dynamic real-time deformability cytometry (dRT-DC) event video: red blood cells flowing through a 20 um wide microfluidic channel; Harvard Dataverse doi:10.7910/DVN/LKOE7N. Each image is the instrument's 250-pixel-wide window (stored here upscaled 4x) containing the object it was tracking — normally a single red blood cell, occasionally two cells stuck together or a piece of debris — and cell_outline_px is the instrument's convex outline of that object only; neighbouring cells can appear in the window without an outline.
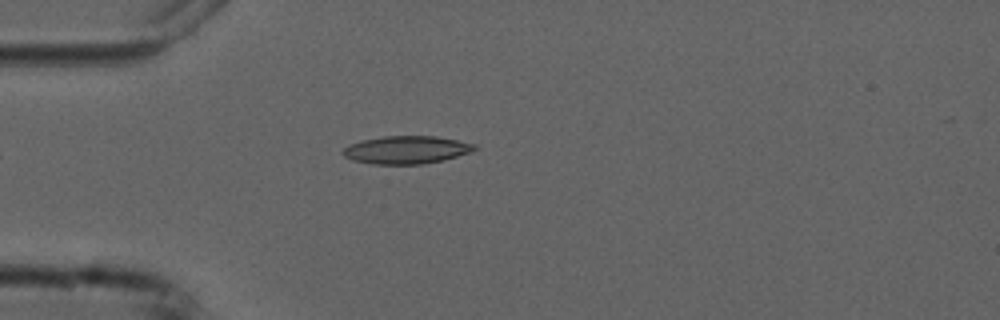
{"species": "common noctule bat (a hibernating species)", "species_latin": "Nyctalus noctula", "temperature_condition": "cold", "stored_images_in_passage": 5, "camera_frame_rate_fps": 3000, "um_per_image_px": 0.085, "animal": {"sex": "male", "forearm_length_mm": 52.5}, "frame": {"image": 1, "passage_image": 5, "time_ms": 4.667, "image_size_px": [1000, 320], "cell_outline_px": [[476, 148], [472, 152], [444, 160], [424, 164], [372, 164], [352, 160], [344, 156], [340, 152], [344, 148], [352, 144], [364, 140], [384, 136], [436, 136], [476, 144]], "centroid_in_image_um": [34.56, 12.74], "position_along_channel_um": 50.4, "area_um2": 21.33}}